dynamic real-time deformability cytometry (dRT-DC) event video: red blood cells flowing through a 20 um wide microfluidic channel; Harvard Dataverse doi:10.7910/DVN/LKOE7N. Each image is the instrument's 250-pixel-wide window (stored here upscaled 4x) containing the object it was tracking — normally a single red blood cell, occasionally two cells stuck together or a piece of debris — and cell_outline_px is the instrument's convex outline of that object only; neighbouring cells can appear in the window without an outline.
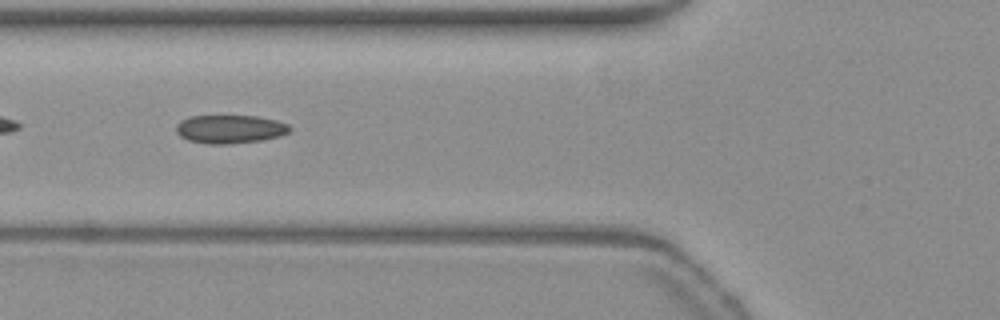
{"species": "common noctule bat (a hibernating species)", "species_latin": "Nyctalus noctula", "temperature_condition": "warm", "stored_images_in_passage": 38, "camera_frame_rate_fps": 3000, "um_per_image_px": 0.085, "animal": {"sex": "female", "body_mass_g": 19.3, "forearm_length_mm": 54.1}, "frame": {"image": 1, "passage_image": 12, "time_ms": 3.667, "image_size_px": [1000, 320], "cell_outline_px": [[292, 128], [288, 132], [280, 136], [260, 140], [228, 144], [204, 144], [188, 140], [180, 136], [176, 132], [176, 124], [180, 120], [192, 116], [256, 116], [276, 120], [288, 124]], "centroid_in_image_um": [19.52, 10.98], "position_along_channel_um": 106.3, "area_um2": 18.84}}
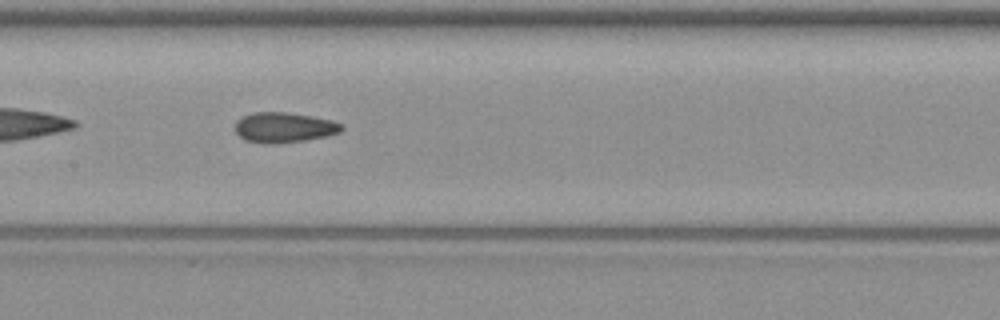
{"frame": {"image": 2, "passage_image": 18, "time_ms": 5.667, "image_size_px": [1000, 320], "cell_outline_px": [[344, 128], [340, 132], [328, 136], [304, 140], [276, 144], [264, 144], [244, 140], [236, 132], [236, 120], [244, 116], [256, 112], [284, 112], [332, 120], [340, 124]], "centroid_in_image_um": [24.13, 10.85], "position_along_channel_um": 183.3, "area_um2": 18.61}}
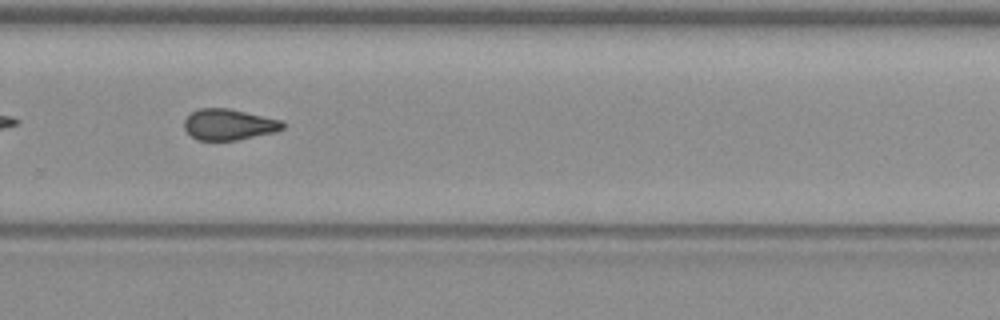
{"frame": {"image": 3, "passage_image": 28, "time_ms": 9.0, "image_size_px": [1000, 320], "cell_outline_px": [[284, 128], [276, 132], [236, 140], [196, 140], [184, 128], [184, 120], [192, 112], [200, 108], [228, 108], [280, 120], [284, 124]], "centroid_in_image_um": [19.44, 10.59], "position_along_channel_um": 310.4, "area_um2": 17.63}, "authors_computed_cell_mechanics": {"area_um2": 18.6116, "velocity_mm_per_s": 3.8321, "shape_relaxation_time_tau1_ms": null, "shape_relaxation_time_tau2_ms": 2.8391, "deformation_change_tau1": null, "deformation_change_tau2": 0.0907}}